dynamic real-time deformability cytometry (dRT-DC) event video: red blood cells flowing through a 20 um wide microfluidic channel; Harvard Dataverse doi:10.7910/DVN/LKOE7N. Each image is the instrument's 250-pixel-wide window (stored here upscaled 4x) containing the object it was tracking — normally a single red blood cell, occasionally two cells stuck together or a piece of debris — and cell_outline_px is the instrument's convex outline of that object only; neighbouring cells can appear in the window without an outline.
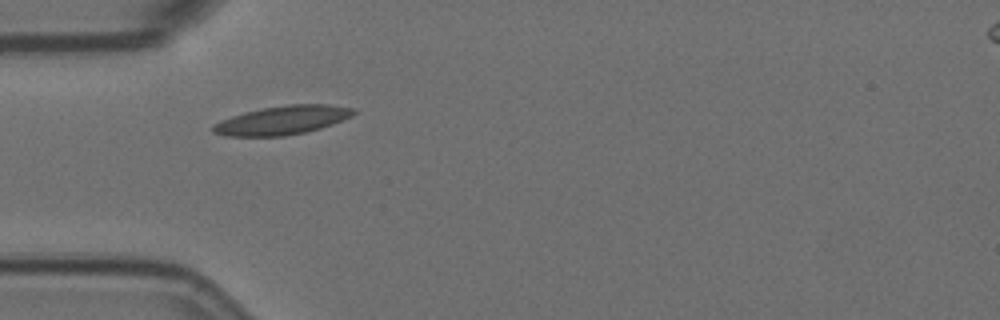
{"species": "Egyptian fruit bat (a non-hibernating species)", "species_latin": "Rousettus aegyptiacus", "temperature_condition": "room temperature", "stored_images_in_passage": 4, "camera_frame_rate_fps": 3000, "um_per_image_px": 0.085, "animal": {"sex": "female"}, "frame": {"image": 1, "passage_image": 3, "time_ms": 4.333, "image_size_px": [1000, 320], "cell_outline_px": [[356, 112], [352, 116], [332, 124], [320, 128], [304, 132], [284, 136], [224, 136], [212, 132], [212, 124], [220, 120], [244, 112], [260, 108], [288, 104], [328, 104], [356, 108]], "centroid_in_image_um": [23.98, 10.21], "position_along_channel_um": 61.0, "area_um2": 23.7}}
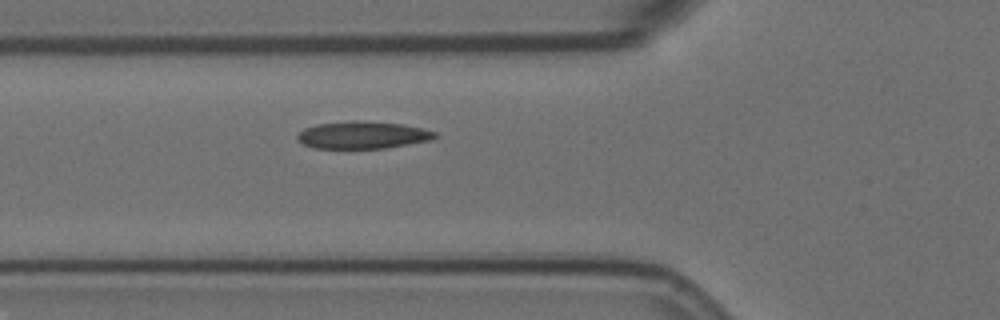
{"frame": {"image": 2, "passage_image": 4, "time_ms": 5.333, "image_size_px": [1000, 320], "cell_outline_px": [[440, 136], [428, 140], [384, 148], [312, 148], [304, 144], [296, 136], [304, 128], [316, 124], [352, 120], [356, 120], [404, 124], [436, 132]], "centroid_in_image_um": [30.81, 11.46], "position_along_channel_um": 95.0, "area_um2": 21.73}}